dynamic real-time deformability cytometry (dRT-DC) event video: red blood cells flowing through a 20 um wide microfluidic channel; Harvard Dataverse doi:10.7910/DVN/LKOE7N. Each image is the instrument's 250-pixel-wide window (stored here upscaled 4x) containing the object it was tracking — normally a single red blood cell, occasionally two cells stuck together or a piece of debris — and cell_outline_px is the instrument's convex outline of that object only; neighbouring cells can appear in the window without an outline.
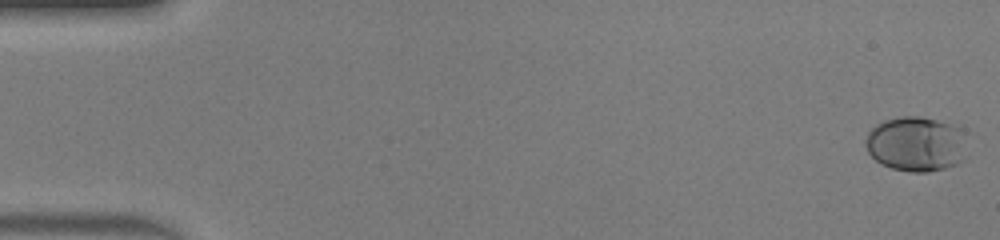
{"species": "human", "species_latin": "Homo sapiens", "temperature_condition": "warm", "stored_images_in_passage": 48, "camera_frame_rate_fps": 3000, "um_per_image_px": 0.085, "donor": {"sex": "male"}, "frame": {"image": 1, "passage_image": 1, "time_ms": 0.0, "image_size_px": [1000, 240], "cell_outline_px": [[964, 160], [956, 164], [944, 168], [928, 172], [908, 172], [892, 168], [880, 164], [868, 152], [864, 144], [864, 140], [868, 132], [876, 124], [884, 120], [900, 116], [920, 116], [936, 120], [964, 128]], "centroid_in_image_um": [77.84, 12.23], "position_along_channel_um": 7.2, "area_um2": 32.77}}
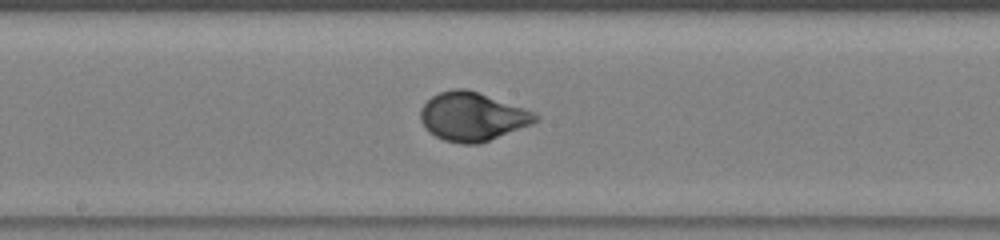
{"frame": {"image": 2, "passage_image": 26, "time_ms": 8.333, "image_size_px": [1000, 240], "cell_outline_px": [[540, 120], [532, 124], [480, 144], [460, 144], [444, 140], [428, 132], [424, 128], [420, 120], [420, 108], [432, 96], [440, 92], [452, 88], [464, 88], [536, 112], [540, 116]], "centroid_in_image_um": [40.14, 9.93], "position_along_channel_um": 208.1, "area_um2": 32.66}}
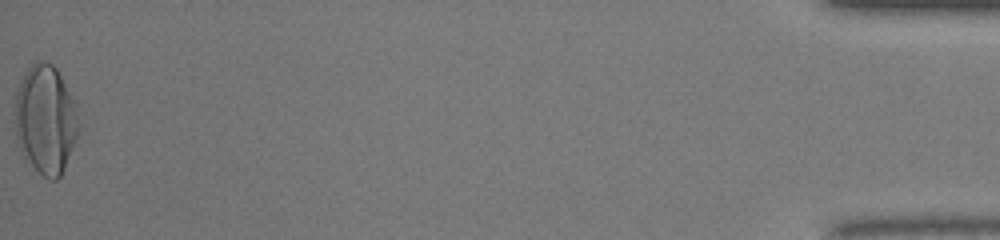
{"frame": {"image": 3, "passage_image": 48, "time_ms": 15.667, "image_size_px": [1000, 240], "cell_outline_px": [[84, 128], [60, 176], [56, 180], [52, 180], [44, 176], [32, 164], [20, 148], [16, 136], [12, 120], [12, 112], [16, 92], [20, 80], [28, 68], [36, 60], [44, 60], [52, 64], [56, 68], [76, 100]], "centroid_in_image_um": [3.92, 10.11], "position_along_channel_um": 431.3, "area_um2": 41.96}, "authors_computed_cell_mechanics": {"area_um2": 31.1253, "velocity_mm_per_s": 4.4028, "shape_relaxation_time_tau1_ms": 2.9626, "shape_relaxation_time_tau2_ms": null, "deformation_change_tau1": 0.202, "deformation_change_tau2": null}}